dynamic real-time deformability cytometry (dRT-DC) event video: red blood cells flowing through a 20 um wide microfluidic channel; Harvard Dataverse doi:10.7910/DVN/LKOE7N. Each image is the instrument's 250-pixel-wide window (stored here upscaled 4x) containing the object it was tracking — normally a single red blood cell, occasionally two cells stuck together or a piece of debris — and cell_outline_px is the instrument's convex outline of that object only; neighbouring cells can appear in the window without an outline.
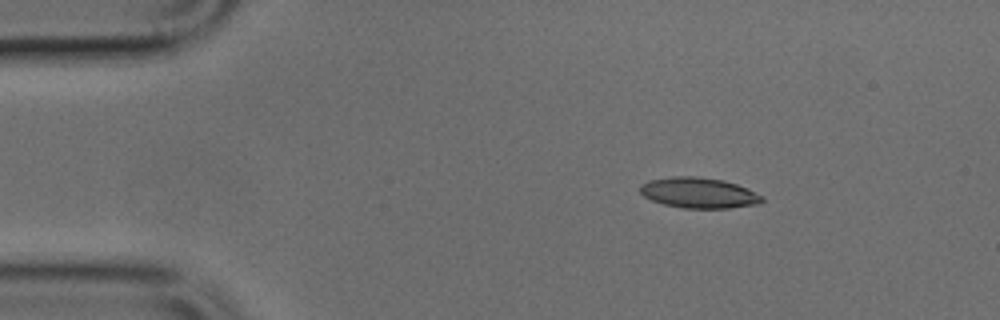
{"species": "common noctule bat (a hibernating species)", "species_latin": "Nyctalus noctula", "temperature_condition": "cold", "stored_images_in_passage": 6, "camera_frame_rate_fps": 3000, "um_per_image_px": 0.085, "animal": {"sex": "male", "body_mass_g": 17.9, "forearm_length_mm": 54.2}, "frame": {"image": 1, "passage_image": 1, "time_ms": 0.0, "image_size_px": [1000, 320], "cell_outline_px": [[764, 200], [760, 204], [728, 208], [684, 208], [664, 204], [652, 200], [644, 196], [640, 192], [640, 184], [648, 180], [672, 176], [696, 176], [724, 180], [748, 188], [764, 196]], "centroid_in_image_um": [59.42, 16.38], "position_along_channel_um": 25.6, "area_um2": 21.91}}
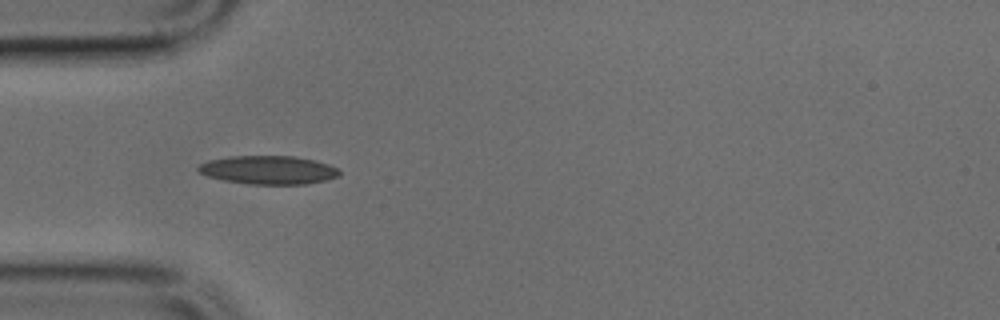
{"frame": {"image": 2, "passage_image": 3, "time_ms": 0.667, "image_size_px": [1000, 320], "cell_outline_px": [[340, 176], [308, 184], [248, 184], [224, 180], [208, 176], [200, 172], [196, 168], [200, 164], [208, 160], [232, 156], [292, 156], [312, 160], [328, 164], [336, 168], [340, 172]], "centroid_in_image_um": [22.8, 14.45], "position_along_channel_um": 62.2, "area_um2": 23.24}}
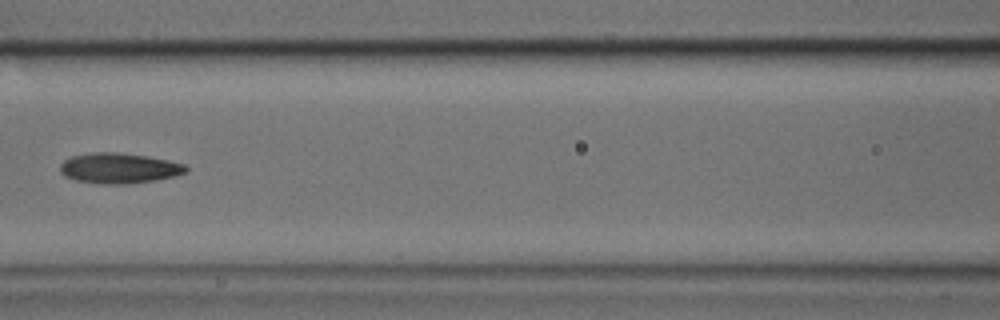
{"frame": {"image": 3, "passage_image": 5, "time_ms": 1.333, "image_size_px": [1000, 320], "cell_outline_px": [[188, 172], [172, 176], [152, 180], [128, 184], [100, 184], [76, 180], [64, 176], [60, 172], [60, 164], [64, 160], [72, 156], [92, 152], [116, 152], [148, 156], [168, 160], [184, 164], [188, 168]], "centroid_in_image_um": [10.09, 14.29], "position_along_channel_um": 156.5, "area_um2": 22.25}}